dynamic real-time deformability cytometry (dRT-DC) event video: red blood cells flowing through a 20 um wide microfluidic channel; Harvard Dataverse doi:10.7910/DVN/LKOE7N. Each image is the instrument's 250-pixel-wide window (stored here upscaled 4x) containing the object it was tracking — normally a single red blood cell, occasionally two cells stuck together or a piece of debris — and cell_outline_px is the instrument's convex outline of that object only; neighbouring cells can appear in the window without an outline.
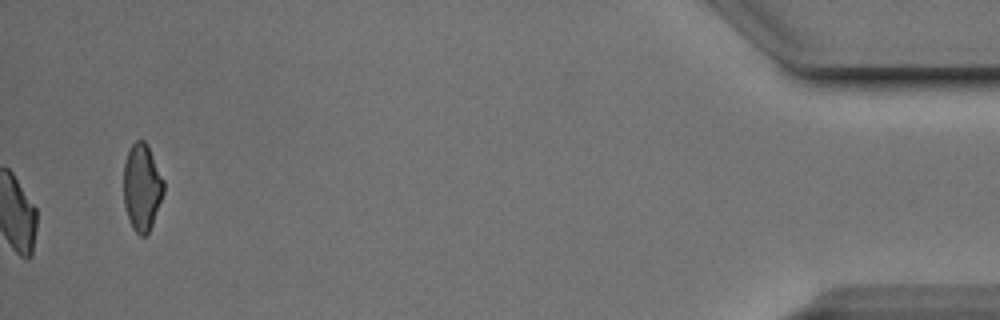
{"species": "Egyptian fruit bat (a non-hibernating species)", "species_latin": "Rousettus aegyptiacus", "temperature_condition": "cold", "stored_images_in_passage": 53, "camera_frame_rate_fps": 3000, "um_per_image_px": 0.085, "animal": {"sex": "male"}, "frame": {"image": 1, "passage_image": 53, "time_ms": 17.333, "image_size_px": [1000, 320], "cell_outline_px": [[164, 192], [152, 224], [148, 232], [144, 236], [140, 236], [132, 228], [124, 204], [124, 164], [128, 152], [132, 144], [136, 140], [144, 140], [148, 144], [164, 180]], "centroid_in_image_um": [12.07, 15.89], "position_along_channel_um": 423.1, "area_um2": 20.23}, "authors_computed_cell_mechanics": {"area_um2": 21.675, "velocity_mm_per_s": 3.8814, "shape_relaxation_time_tau1_ms": 3.573, "shape_relaxation_time_tau2_ms": 2.5446, "deformation_change_tau1": 0.1025, "deformation_change_tau2": 0.0803}}